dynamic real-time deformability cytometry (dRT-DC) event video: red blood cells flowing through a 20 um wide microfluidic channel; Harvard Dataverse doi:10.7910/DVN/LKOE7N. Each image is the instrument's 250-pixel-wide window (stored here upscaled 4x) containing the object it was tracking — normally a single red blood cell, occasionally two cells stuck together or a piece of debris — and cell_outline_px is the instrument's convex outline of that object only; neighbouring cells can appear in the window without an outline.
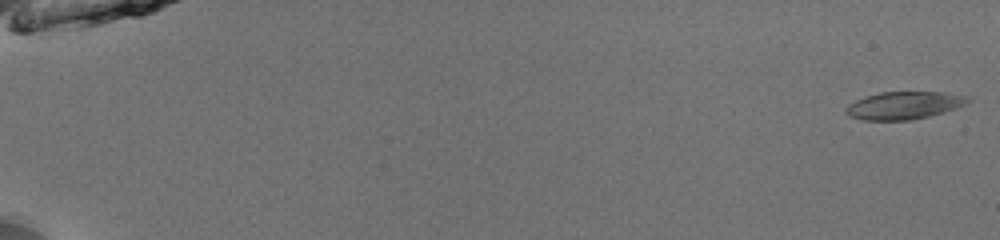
{"species": "common noctule bat (a hibernating species)", "species_latin": "Nyctalus noctula", "temperature_condition": "room temperature", "stored_images_in_passage": 19, "camera_frame_rate_fps": 3000, "um_per_image_px": 0.085, "animal": {"sex": "male", "body_mass_g": 13.0, "forearm_length_mm": 53.1}, "frame": {"image": 1, "passage_image": 1, "time_ms": 0.0, "image_size_px": [1000, 240], "cell_outline_px": [[968, 100], [964, 104], [944, 112], [912, 120], [864, 120], [848, 116], [844, 112], [848, 104], [864, 96], [880, 92], [944, 92], [968, 96]], "centroid_in_image_um": [76.77, 8.96], "position_along_channel_um": 8.2, "area_um2": 19.54}}
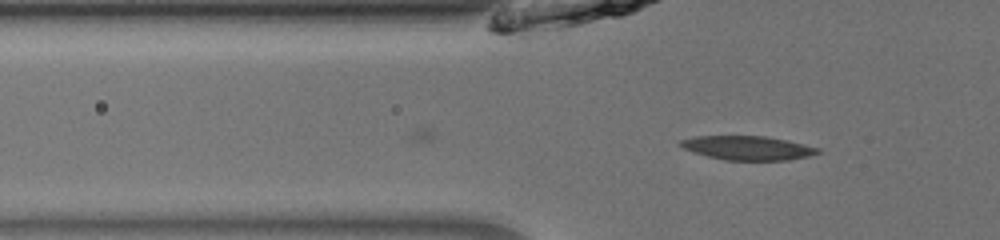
{"frame": {"image": 2, "passage_image": 19, "time_ms": 6.0, "image_size_px": [1000, 240], "cell_outline_px": [[820, 152], [808, 156], [788, 160], [724, 160], [692, 152], [676, 144], [680, 140], [696, 136], [764, 136], [788, 140], [820, 148]], "centroid_in_image_um": [63.53, 12.57], "position_along_channel_um": 62.3, "area_um2": 19.25}}